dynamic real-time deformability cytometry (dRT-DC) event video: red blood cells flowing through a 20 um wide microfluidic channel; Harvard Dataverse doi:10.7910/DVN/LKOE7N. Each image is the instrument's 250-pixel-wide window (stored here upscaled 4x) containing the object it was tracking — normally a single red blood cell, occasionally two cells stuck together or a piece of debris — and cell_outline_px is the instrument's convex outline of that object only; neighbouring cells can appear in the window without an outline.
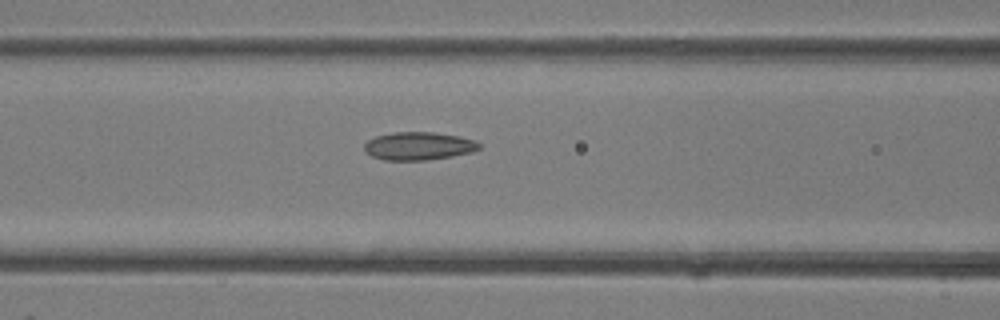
{"species": "common noctule bat (a hibernating species)", "species_latin": "Nyctalus noctula", "temperature_condition": "room temperature", "stored_images_in_passage": 4, "camera_frame_rate_fps": 3000, "um_per_image_px": 0.085, "animal": {"sex": "female"}, "frame": {"image": 1, "passage_image": 4, "time_ms": 1.0, "image_size_px": [1000, 320], "cell_outline_px": [[480, 148], [472, 152], [452, 156], [424, 160], [384, 160], [372, 156], [364, 152], [364, 144], [368, 140], [376, 136], [392, 132], [432, 132], [460, 136], [476, 140], [480, 144]], "centroid_in_image_um": [35.57, 12.4], "position_along_channel_um": 131.0, "area_um2": 18.84}}